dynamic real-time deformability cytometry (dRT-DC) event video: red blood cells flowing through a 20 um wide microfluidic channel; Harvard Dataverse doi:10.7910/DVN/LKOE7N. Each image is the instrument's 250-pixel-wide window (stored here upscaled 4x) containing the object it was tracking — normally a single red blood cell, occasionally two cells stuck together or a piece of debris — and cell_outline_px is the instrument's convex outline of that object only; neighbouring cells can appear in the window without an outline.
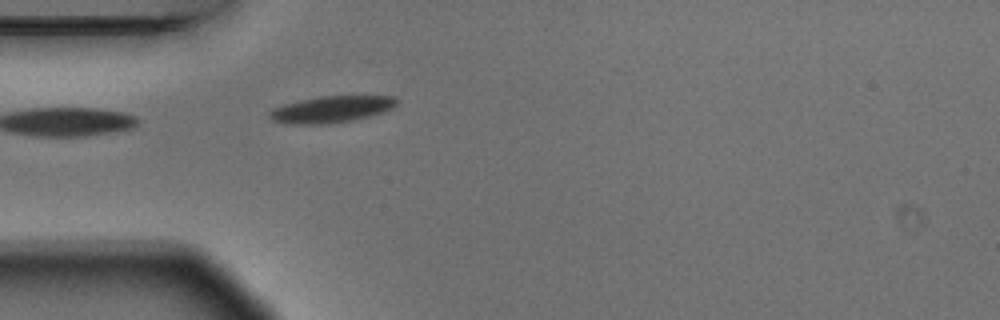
{"species": "Egyptian fruit bat (a non-hibernating species)", "species_latin": "Rousettus aegyptiacus", "temperature_condition": "warm", "stored_images_in_passage": 1, "camera_frame_rate_fps": 3000, "um_per_image_px": 0.085, "animal": {"sex": "male"}, "frame": {"image": 1, "passage_image": 1, "time_ms": 0.0, "image_size_px": [1000, 320], "cell_outline_px": [[396, 104], [392, 108], [384, 112], [352, 120], [328, 124], [296, 124], [272, 120], [268, 116], [268, 112], [284, 104], [320, 96], [396, 96]], "centroid_in_image_um": [28.18, 9.29], "position_along_channel_um": 56.8, "area_um2": 19.42}}